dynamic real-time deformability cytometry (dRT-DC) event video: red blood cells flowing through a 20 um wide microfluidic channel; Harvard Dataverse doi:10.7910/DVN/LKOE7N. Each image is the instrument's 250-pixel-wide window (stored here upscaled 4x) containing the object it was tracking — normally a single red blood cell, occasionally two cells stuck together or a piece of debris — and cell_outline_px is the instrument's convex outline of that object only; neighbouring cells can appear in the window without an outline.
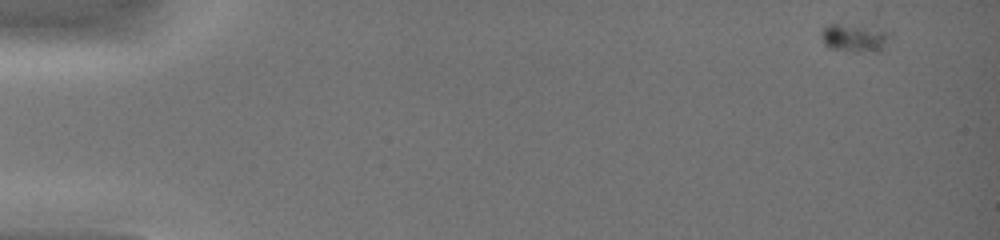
{"species": "common noctule bat (a hibernating species)", "species_latin": "Nyctalus noctula", "temperature_condition": "warm", "stored_images_in_passage": 46, "camera_frame_rate_fps": 3000, "um_per_image_px": 0.085, "animal": {"sex": "female", "body_mass_g": 19.0, "forearm_length_mm": 51.5}, "frame": {"image": 1, "passage_image": 1, "time_ms": 0.0, "image_size_px": [1000, 240], "cell_outline_px": [[892, 36], [880, 52], [848, 52], [828, 48], [824, 44], [820, 32], [828, 24], [840, 24], [892, 32]], "centroid_in_image_um": [72.63, 3.27], "position_along_channel_um": 12.4, "area_um2": 11.27}}
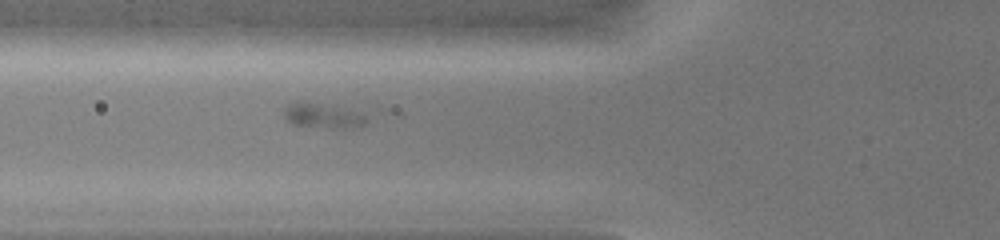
{"frame": {"image": 2, "passage_image": 18, "time_ms": 5.667, "image_size_px": [1000, 240], "cell_outline_px": [[404, 116], [356, 128], [324, 128], [292, 124], [284, 116], [284, 108], [288, 104], [300, 100], [384, 108], [404, 112]], "centroid_in_image_um": [28.59, 9.76], "position_along_channel_um": 97.2, "area_um2": 17.05}}
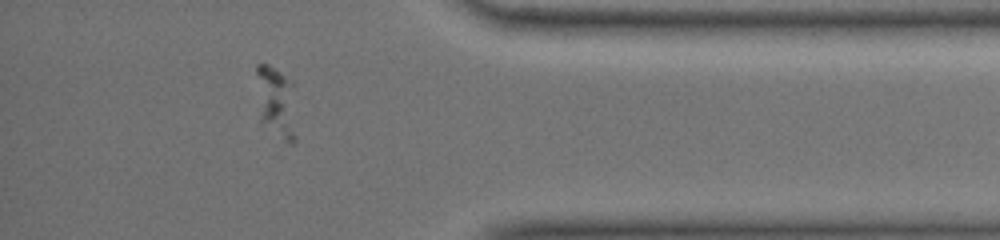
{"frame": {"image": 3, "passage_image": 41, "time_ms": 13.333, "image_size_px": [1000, 240], "cell_outline_px": [[296, 144], [288, 144], [260, 120], [256, 72], [256, 64], [268, 64], [292, 80], [296, 136]], "centroid_in_image_um": [23.5, 8.69], "position_along_channel_um": 411.7, "area_um2": 16.65}}